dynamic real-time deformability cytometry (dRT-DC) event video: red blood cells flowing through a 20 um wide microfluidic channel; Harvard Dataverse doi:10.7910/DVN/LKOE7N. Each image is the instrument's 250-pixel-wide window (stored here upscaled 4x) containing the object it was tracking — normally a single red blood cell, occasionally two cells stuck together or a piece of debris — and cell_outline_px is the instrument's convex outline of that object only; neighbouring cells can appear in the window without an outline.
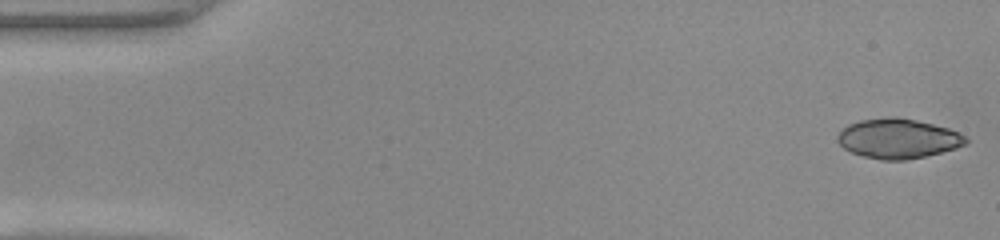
{"species": "common noctule bat (a hibernating species)", "species_latin": "Nyctalus noctula", "temperature_condition": "warm", "stored_images_in_passage": 48, "camera_frame_rate_fps": 3000, "um_per_image_px": 0.085, "animal": {"sex": "female", "body_mass_g": 22.0, "forearm_length_mm": 56.7}, "frame": {"image": 1, "passage_image": 1, "time_ms": 0.0, "image_size_px": [1000, 240], "cell_outline_px": [[968, 140], [964, 144], [956, 148], [924, 156], [904, 160], [880, 160], [864, 156], [852, 152], [844, 148], [836, 140], [836, 136], [848, 124], [860, 120], [888, 116], [896, 116], [916, 120], [948, 128], [964, 136]], "centroid_in_image_um": [76.29, 11.77], "position_along_channel_um": 8.7, "area_um2": 29.48}}